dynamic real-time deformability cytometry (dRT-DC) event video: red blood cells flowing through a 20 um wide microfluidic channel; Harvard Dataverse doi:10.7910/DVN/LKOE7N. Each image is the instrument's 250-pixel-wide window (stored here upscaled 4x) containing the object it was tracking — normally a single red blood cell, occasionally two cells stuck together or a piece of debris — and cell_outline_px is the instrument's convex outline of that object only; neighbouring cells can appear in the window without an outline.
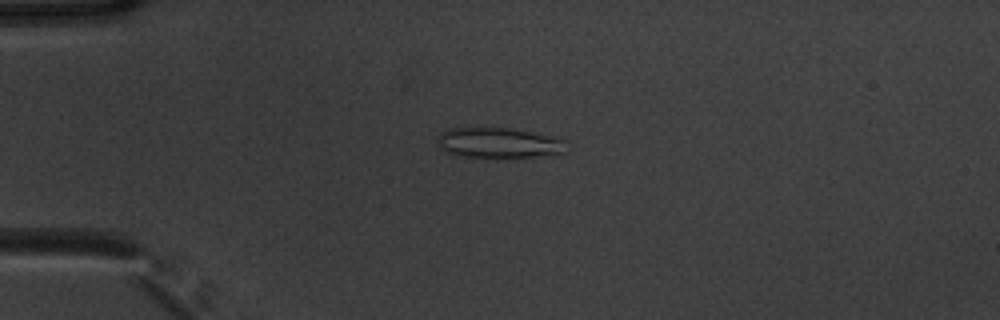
{"species": "common noctule bat (a hibernating species)", "species_latin": "Nyctalus noctula", "temperature_condition": "warm", "stored_images_in_passage": 53, "camera_frame_rate_fps": 3000, "um_per_image_px": 0.085, "animal": {"sex": "male", "body_mass_g": 20.1, "forearm_length_mm": 53.5}, "frame": {"image": 1, "passage_image": 14, "time_ms": 4.333, "image_size_px": [1000, 320], "cell_outline_px": [[568, 140], [564, 152], [560, 156], [456, 156], [444, 152], [436, 144], [436, 136], [440, 132], [448, 128], [508, 128], [532, 132]], "centroid_in_image_um": [42.38, 12.14], "position_along_channel_um": 42.6, "area_um2": 23.0}}
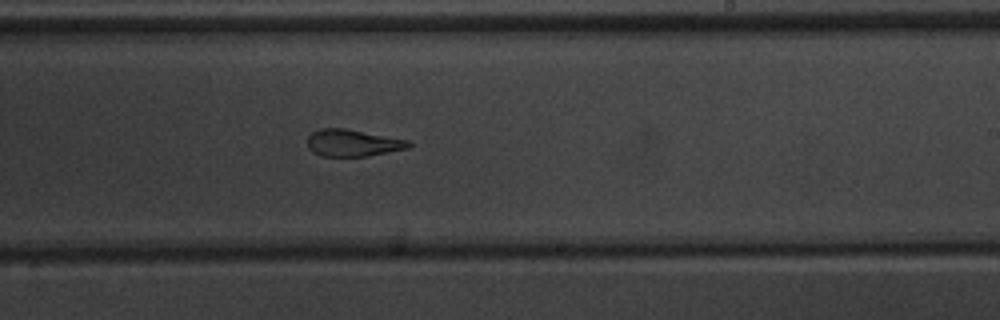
{"frame": {"image": 2, "passage_image": 33, "time_ms": 10.667, "image_size_px": [1000, 320], "cell_outline_px": [[412, 144], [408, 148], [368, 156], [320, 156], [312, 152], [308, 148], [308, 136], [312, 132], [320, 128], [344, 128], [408, 140]], "centroid_in_image_um": [29.95, 12.15], "position_along_channel_um": 259.0, "area_um2": 15.84}}
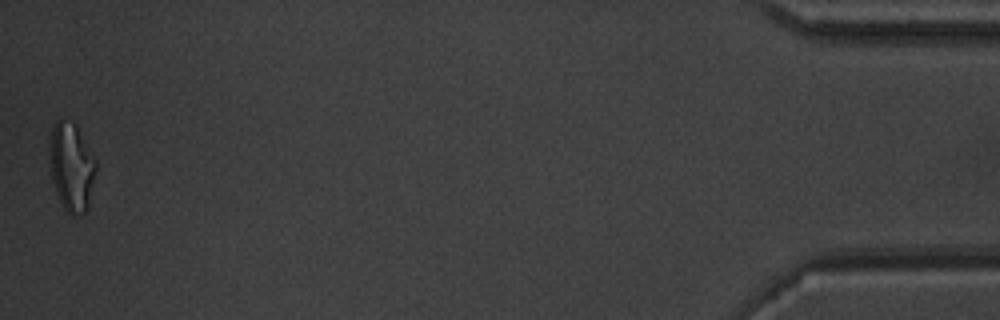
{"frame": {"image": 3, "passage_image": 53, "time_ms": 17.333, "image_size_px": [1000, 320], "cell_outline_px": [[96, 168], [88, 208], [84, 212], [76, 216], [72, 216], [64, 208], [60, 200], [52, 176], [48, 144], [48, 140], [52, 128], [56, 120], [60, 116], [76, 124], [96, 160]], "centroid_in_image_um": [6.07, 14.12], "position_along_channel_um": 429.1, "area_um2": 23.93}, "authors_computed_cell_mechanics": {"area_um2": 18.785, "velocity_mm_per_s": 3.8632, "shape_relaxation_time_tau1_ms": null, "shape_relaxation_time_tau2_ms": 1.8494, "deformation_change_tau1": null, "deformation_change_tau2": 0.1092}}